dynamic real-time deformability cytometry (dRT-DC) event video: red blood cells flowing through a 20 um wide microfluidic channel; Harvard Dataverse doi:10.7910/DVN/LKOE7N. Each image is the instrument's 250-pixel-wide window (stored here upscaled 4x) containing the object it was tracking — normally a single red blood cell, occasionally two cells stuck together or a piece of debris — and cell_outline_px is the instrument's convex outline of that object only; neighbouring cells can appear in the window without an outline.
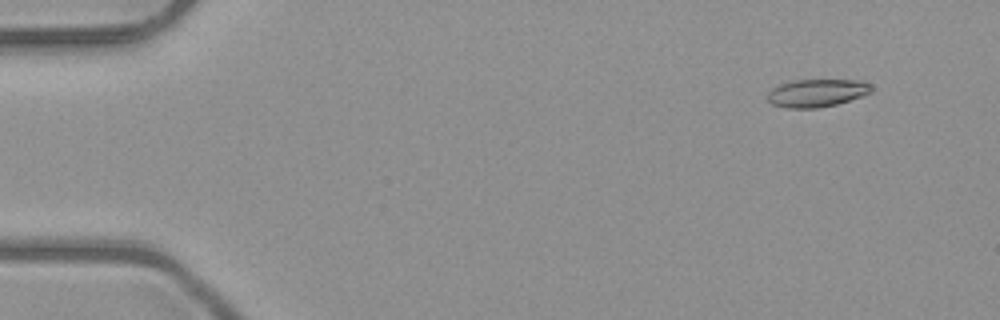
{"species": "common noctule bat (a hibernating species)", "species_latin": "Nyctalus noctula", "temperature_condition": "room temperature", "stored_images_in_passage": 51, "camera_frame_rate_fps": 3000, "um_per_image_px": 0.085, "animal": {"sex": "male", "body_mass_g": 23.1, "forearm_length_mm": 52.7}, "frame": {"image": 1, "passage_image": 5, "time_ms": 1.333, "image_size_px": [1000, 320], "cell_outline_px": [[872, 92], [836, 104], [816, 108], [788, 108], [772, 104], [768, 100], [768, 92], [772, 88], [780, 84], [792, 80], [864, 80], [872, 84]], "centroid_in_image_um": [69.44, 7.89], "position_along_channel_um": 15.6, "area_um2": 16.82}}
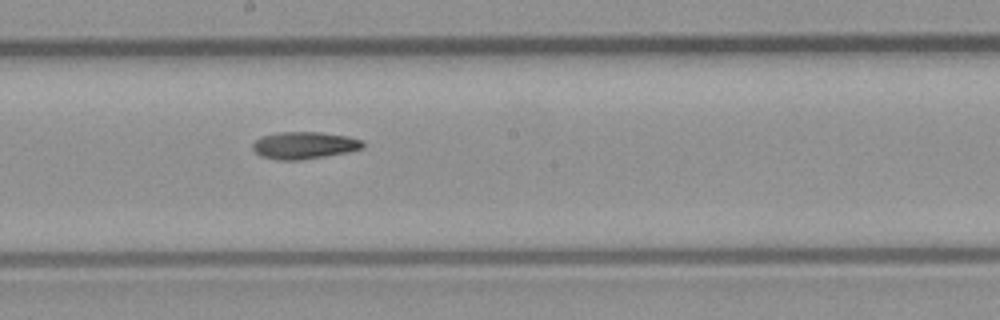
{"frame": {"image": 2, "passage_image": 29, "time_ms": 9.333, "image_size_px": [1000, 320], "cell_outline_px": [[364, 144], [360, 148], [344, 152], [324, 156], [300, 160], [276, 160], [260, 156], [252, 148], [252, 144], [260, 136], [276, 132], [320, 132], [348, 136], [364, 140]], "centroid_in_image_um": [25.8, 12.34], "position_along_channel_um": 222.4, "area_um2": 17.4}}
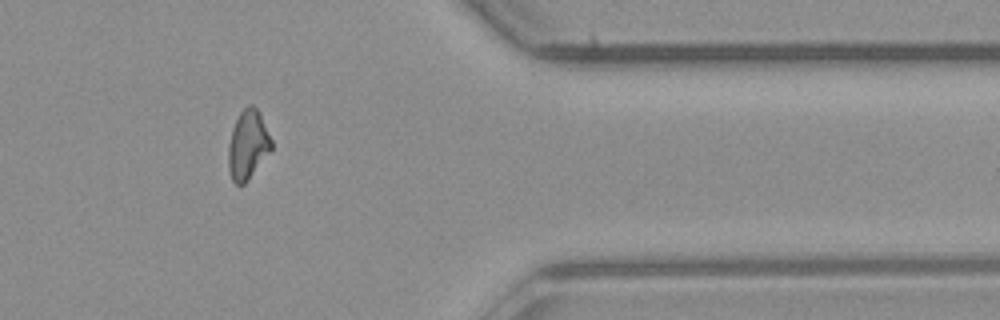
{"frame": {"image": 3, "passage_image": 43, "time_ms": 14.0, "image_size_px": [1000, 320], "cell_outline_px": [[272, 148], [248, 180], [244, 184], [236, 184], [232, 180], [228, 168], [228, 144], [232, 128], [240, 112], [248, 104], [252, 104], [260, 112], [272, 140]], "centroid_in_image_um": [21.06, 12.29], "position_along_channel_um": 390.3, "area_um2": 17.34}, "authors_computed_cell_mechanics": {"area_um2": 17.2244, "velocity_mm_per_s": 4.0371, "shape_relaxation_time_tau1_ms": 8.8187, "shape_relaxation_time_tau2_ms": null, "deformation_change_tau1": 0.2213, "deformation_change_tau2": null}}